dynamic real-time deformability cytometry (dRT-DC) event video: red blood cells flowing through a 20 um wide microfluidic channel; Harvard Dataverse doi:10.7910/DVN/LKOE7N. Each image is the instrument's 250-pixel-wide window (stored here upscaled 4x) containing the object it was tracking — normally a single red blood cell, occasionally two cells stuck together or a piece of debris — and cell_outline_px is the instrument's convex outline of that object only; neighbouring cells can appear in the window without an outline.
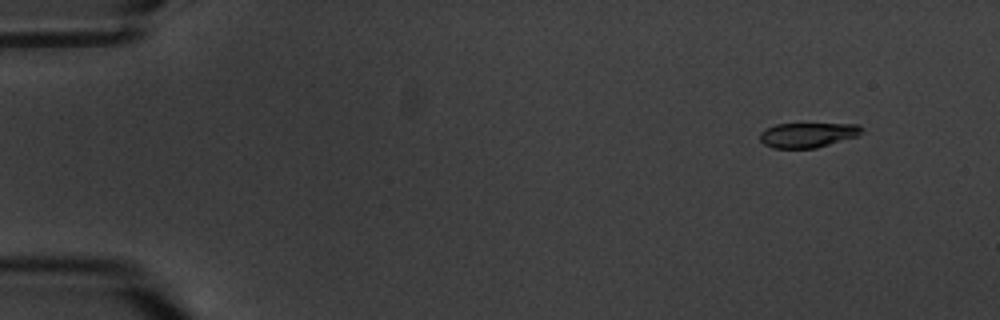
{"species": "common noctule bat (a hibernating species)", "species_latin": "Nyctalus noctula", "temperature_condition": "warm", "stored_images_in_passage": 4, "camera_frame_rate_fps": 3000, "um_per_image_px": 0.085, "animal": {"sex": "male", "body_mass_g": 20.1, "forearm_length_mm": 53.5}, "frame": {"image": 1, "passage_image": 1, "time_ms": 0.0, "image_size_px": [1000, 320], "cell_outline_px": [[864, 128], [856, 136], [816, 148], [772, 148], [764, 144], [760, 140], [760, 132], [776, 124], [860, 124]], "centroid_in_image_um": [68.64, 11.47], "position_along_channel_um": 16.4, "area_um2": 14.57}}